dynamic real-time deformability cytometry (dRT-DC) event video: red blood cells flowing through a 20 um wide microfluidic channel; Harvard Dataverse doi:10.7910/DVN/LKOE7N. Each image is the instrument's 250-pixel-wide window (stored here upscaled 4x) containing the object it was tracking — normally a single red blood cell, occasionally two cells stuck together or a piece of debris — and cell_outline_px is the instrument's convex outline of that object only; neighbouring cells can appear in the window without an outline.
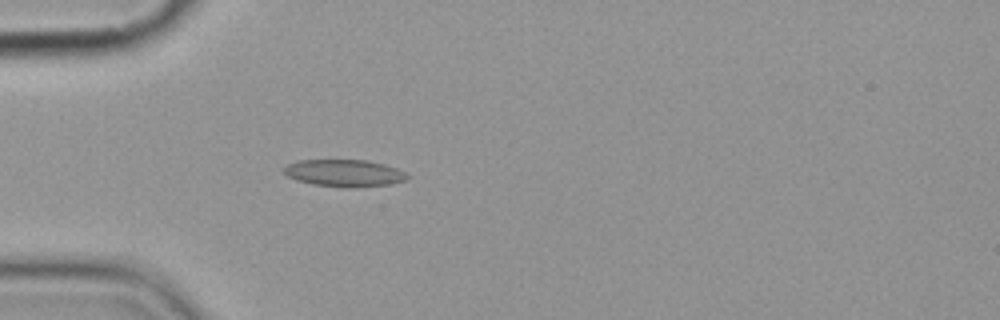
{"species": "common noctule bat (a hibernating species)", "species_latin": "Nyctalus noctula", "temperature_condition": "cold", "stored_images_in_passage": 5, "camera_frame_rate_fps": 3000, "um_per_image_px": 0.085, "animal": {"sex": "female", "body_mass_g": 19.9}, "frame": {"image": 1, "passage_image": 5, "time_ms": 4.667, "image_size_px": [1000, 320], "cell_outline_px": [[408, 180], [392, 184], [352, 188], [348, 188], [312, 184], [296, 180], [288, 176], [284, 172], [284, 168], [288, 164], [296, 160], [368, 160], [384, 164], [396, 168], [404, 172], [408, 176]], "centroid_in_image_um": [29.28, 14.72], "position_along_channel_um": 55.7, "area_um2": 19.59}}